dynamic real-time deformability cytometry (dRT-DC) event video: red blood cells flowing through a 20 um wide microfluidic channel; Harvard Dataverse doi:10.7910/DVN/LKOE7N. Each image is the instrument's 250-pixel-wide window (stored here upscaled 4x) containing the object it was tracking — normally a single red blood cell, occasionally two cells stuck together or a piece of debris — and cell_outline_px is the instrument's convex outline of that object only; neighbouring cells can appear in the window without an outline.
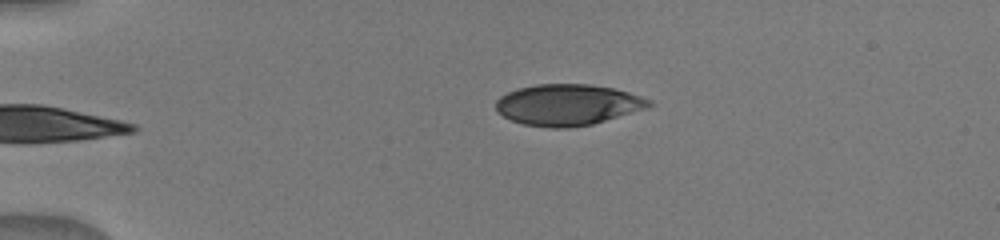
{"species": "human", "species_latin": "Homo sapiens", "temperature_condition": "warm", "stored_images_in_passage": 3, "camera_frame_rate_fps": 3000, "um_per_image_px": 0.085, "donor": {"sex": "male"}, "frame": {"image": 1, "passage_image": 3, "time_ms": 1.667, "image_size_px": [1000, 240], "cell_outline_px": [[656, 104], [648, 108], [592, 124], [568, 128], [548, 128], [524, 124], [512, 120], [496, 112], [496, 100], [500, 96], [508, 92], [520, 88], [536, 84], [588, 84], [612, 88], [628, 92], [652, 100]], "centroid_in_image_um": [48.28, 8.91], "position_along_channel_um": 36.7, "area_um2": 36.76}}